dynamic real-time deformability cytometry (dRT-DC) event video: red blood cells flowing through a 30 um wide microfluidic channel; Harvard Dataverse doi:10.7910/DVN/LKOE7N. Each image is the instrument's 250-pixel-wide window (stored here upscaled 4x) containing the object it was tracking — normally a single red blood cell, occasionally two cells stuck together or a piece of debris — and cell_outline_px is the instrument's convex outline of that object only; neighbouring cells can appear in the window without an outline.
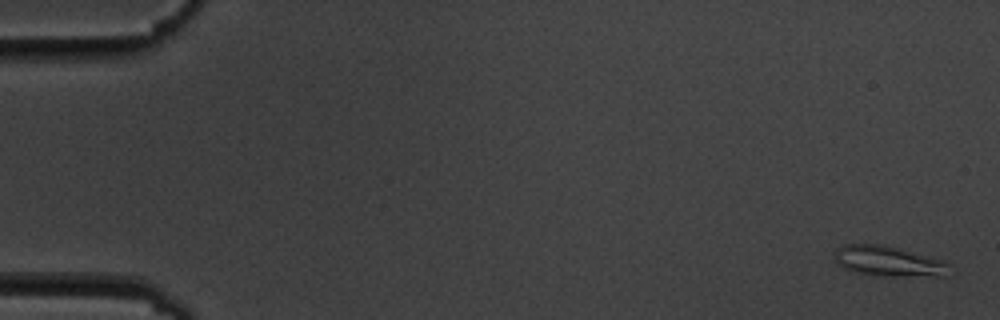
{"species": "common noctule bat (a hibernating species)", "species_latin": "Nyctalus noctula", "temperature_condition": "cold", "stored_images_in_passage": 7, "camera_frame_rate_fps": 3000, "um_per_image_px": 0.085, "animal": {"sex": "male", "body_mass_g": 19.5, "forearm_length_mm": 54.6}, "frame": {"image": 1, "passage_image": 1, "time_ms": 0.0, "image_size_px": [1000, 320], "cell_outline_px": [[948, 276], [872, 276], [856, 272], [844, 268], [836, 264], [832, 256], [832, 252], [836, 248], [844, 244], [884, 244], [944, 260], [948, 264]], "centroid_in_image_um": [75.45, 22.2], "position_along_channel_um": 9.5, "area_um2": 20.75}}
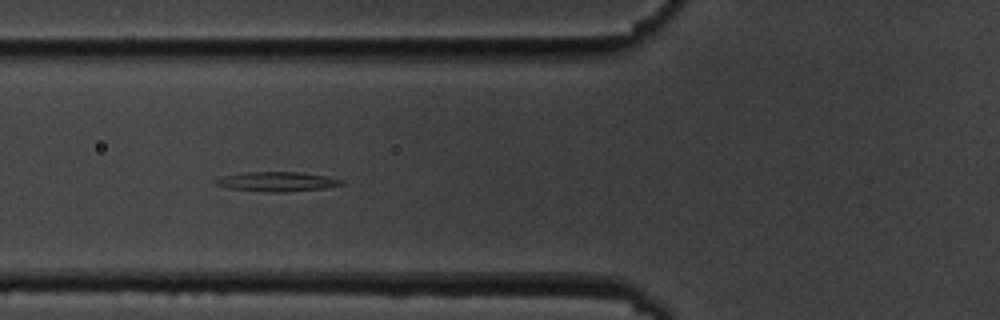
{"frame": {"image": 2, "passage_image": 6, "time_ms": 6.667, "image_size_px": [1000, 320], "cell_outline_px": [[344, 184], [324, 188], [284, 192], [268, 192], [228, 188], [216, 184], [212, 180], [220, 176], [244, 172], [296, 172], [328, 176], [344, 180]], "centroid_in_image_um": [23.52, 15.43], "position_along_channel_um": 102.3, "area_um2": 14.39}}
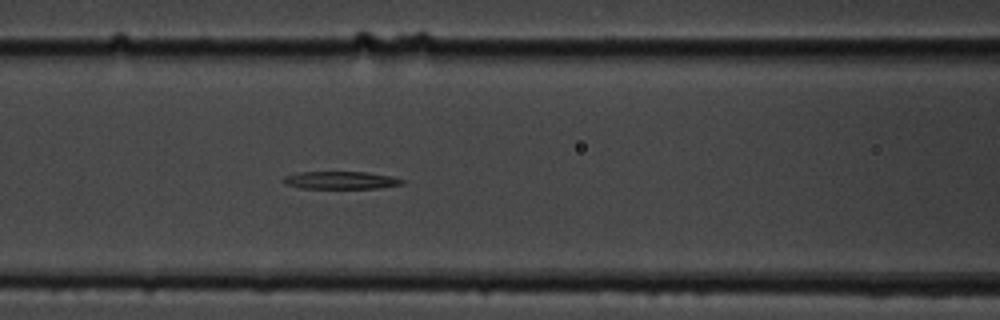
{"frame": {"image": 3, "passage_image": 7, "time_ms": 7.667, "image_size_px": [1000, 320], "cell_outline_px": [[408, 180], [404, 184], [376, 188], [304, 188], [284, 184], [284, 176], [296, 172], [368, 172], [392, 176]], "centroid_in_image_um": [29.03, 15.31], "position_along_channel_um": 137.6, "area_um2": 12.25}}